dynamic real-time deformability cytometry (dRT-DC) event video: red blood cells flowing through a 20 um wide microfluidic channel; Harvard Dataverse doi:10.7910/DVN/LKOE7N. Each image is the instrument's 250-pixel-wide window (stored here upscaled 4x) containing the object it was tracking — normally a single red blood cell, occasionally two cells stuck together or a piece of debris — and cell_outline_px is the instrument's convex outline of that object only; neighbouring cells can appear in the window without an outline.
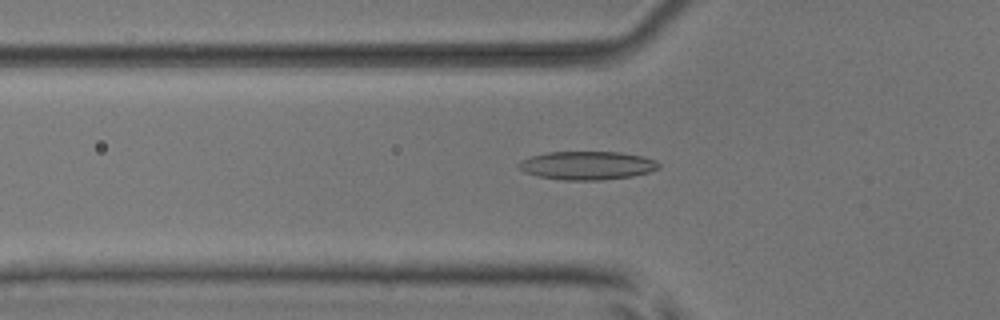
{"species": "common noctule bat (a hibernating species)", "species_latin": "Nyctalus noctula", "temperature_condition": "room temperature", "stored_images_in_passage": 46, "camera_frame_rate_fps": 3000, "um_per_image_px": 0.085, "animal": {"sex": "male", "body_mass_g": 17.9, "forearm_length_mm": 54.2}, "frame": {"image": 1, "passage_image": 11, "time_ms": 3.333, "image_size_px": [1000, 320], "cell_outline_px": [[660, 168], [648, 172], [632, 176], [600, 180], [564, 180], [536, 176], [524, 172], [516, 164], [520, 160], [532, 156], [548, 152], [620, 152], [644, 156], [656, 160], [660, 164]], "centroid_in_image_um": [49.91, 14.06], "position_along_channel_um": 75.9, "area_um2": 23.29}}
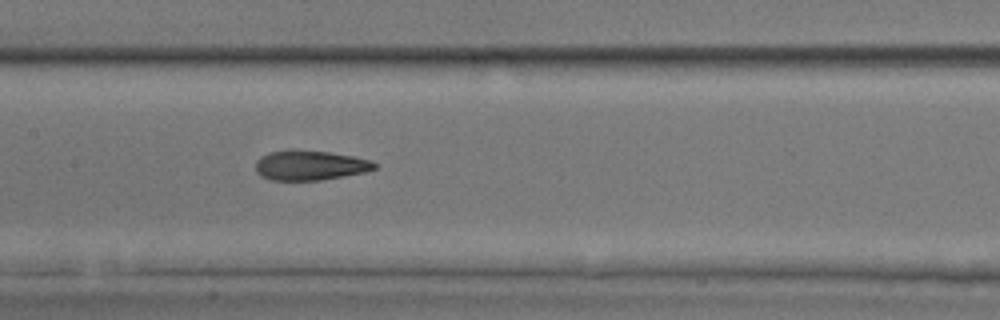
{"frame": {"image": 2, "passage_image": 19, "time_ms": 6.0, "image_size_px": [1000, 320], "cell_outline_px": [[376, 168], [364, 172], [344, 176], [320, 180], [272, 180], [260, 176], [256, 172], [256, 160], [260, 156], [268, 152], [288, 148], [292, 148], [328, 152], [352, 156], [372, 160], [376, 164]], "centroid_in_image_um": [26.3, 14.03], "position_along_channel_um": 181.1, "area_um2": 20.98}}
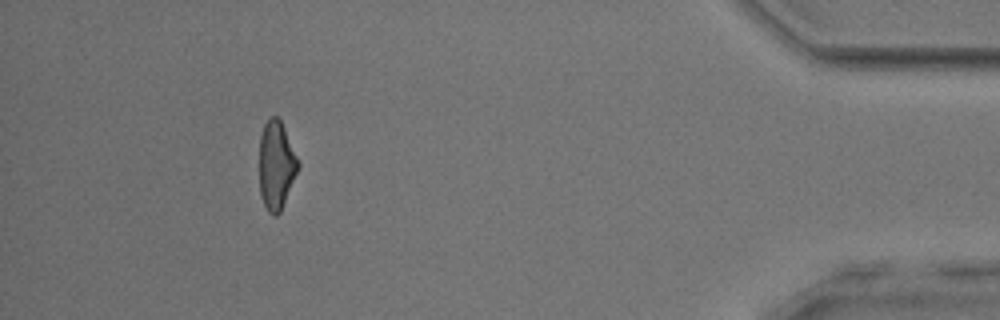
{"frame": {"image": 3, "passage_image": 41, "time_ms": 13.333, "image_size_px": [1000, 320], "cell_outline_px": [[300, 164], [280, 212], [276, 216], [272, 216], [268, 212], [260, 196], [260, 136], [264, 124], [272, 116], [276, 116], [280, 120], [284, 128]], "centroid_in_image_um": [23.47, 14.06], "position_along_channel_um": 411.7, "area_um2": 19.65}, "authors_computed_cell_mechanics": {"area_um2": 21.0103, "velocity_mm_per_s": 3.9291, "shape_relaxation_time_tau1_ms": 9.1245, "shape_relaxation_time_tau2_ms": 2.5209, "deformation_change_tau1": 0.2451, "deformation_change_tau2": 0.1062}}